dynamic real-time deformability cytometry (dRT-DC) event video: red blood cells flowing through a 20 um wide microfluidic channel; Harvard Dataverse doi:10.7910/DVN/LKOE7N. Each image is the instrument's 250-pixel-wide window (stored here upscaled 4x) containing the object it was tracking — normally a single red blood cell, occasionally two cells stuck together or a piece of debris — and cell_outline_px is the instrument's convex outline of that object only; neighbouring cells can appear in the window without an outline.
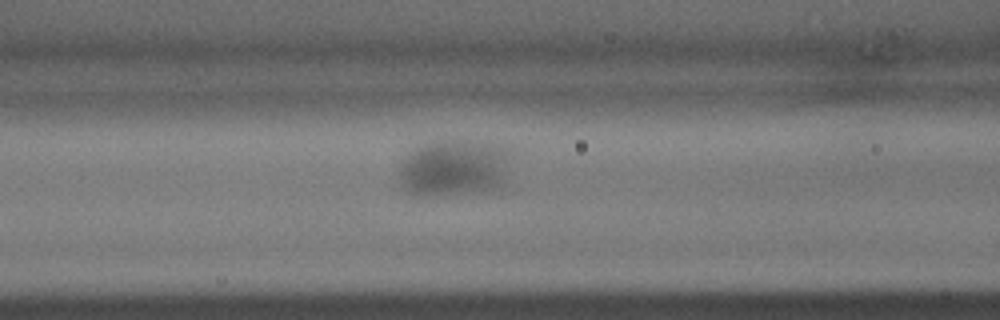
{"species": "common noctule bat (a hibernating species)", "species_latin": "Nyctalus noctula", "temperature_condition": "warm", "stored_images_in_passage": 20, "camera_frame_rate_fps": 3000, "um_per_image_px": 0.085, "animal": {"sex": "male", "body_mass_g": 15.6}, "frame": {"image": 1, "passage_image": 5, "time_ms": 1.333, "image_size_px": [1000, 320], "cell_outline_px": [[504, 152], [500, 176], [496, 180], [484, 188], [436, 192], [412, 192], [404, 184], [400, 172], [404, 164], [424, 144], [440, 140], [476, 140], [500, 148]], "centroid_in_image_um": [38.47, 14.14], "position_along_channel_um": 128.1, "area_um2": 31.79}}
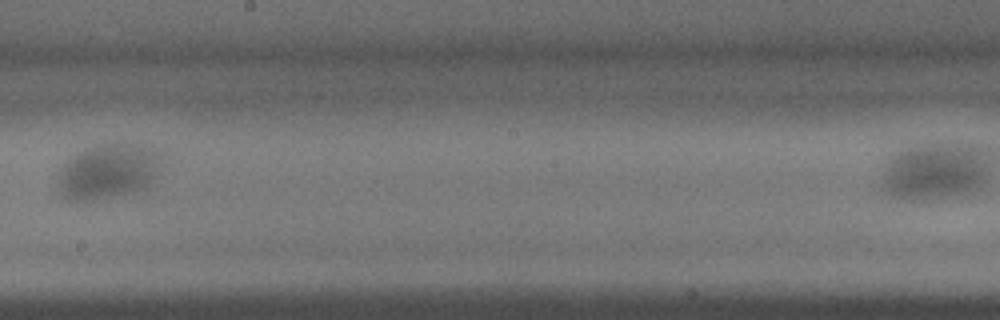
{"frame": {"image": 2, "passage_image": 11, "time_ms": 3.333, "image_size_px": [1000, 320], "cell_outline_px": [[156, 156], [152, 176], [140, 188], [124, 192], [96, 196], [64, 196], [60, 188], [60, 172], [68, 160], [80, 152], [88, 148], [116, 140], [152, 148], [156, 152]], "centroid_in_image_um": [9.15, 14.42], "position_along_channel_um": 239.1, "area_um2": 29.94}}
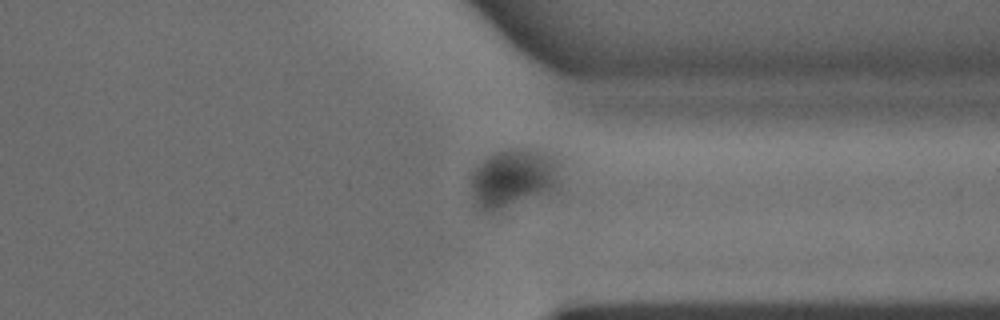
{"frame": {"image": 3, "passage_image": 18, "time_ms": 5.667, "image_size_px": [1000, 320], "cell_outline_px": [[556, 188], [492, 212], [484, 212], [476, 208], [472, 204], [472, 176], [476, 168], [484, 160], [500, 152], [512, 148], [536, 148], [556, 160]], "centroid_in_image_um": [43.54, 15.15], "position_along_channel_um": 367.9, "area_um2": 29.42}}